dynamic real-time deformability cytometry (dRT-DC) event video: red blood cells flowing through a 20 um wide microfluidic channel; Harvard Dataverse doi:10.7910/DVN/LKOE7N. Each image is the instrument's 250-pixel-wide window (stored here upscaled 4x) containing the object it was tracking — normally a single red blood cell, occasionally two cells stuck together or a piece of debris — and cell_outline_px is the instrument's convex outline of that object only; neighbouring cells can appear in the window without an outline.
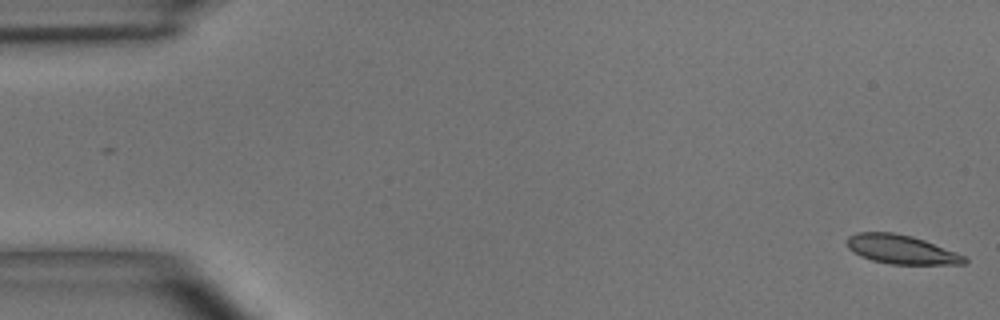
{"species": "common noctule bat (a hibernating species)", "species_latin": "Nyctalus noctula", "temperature_condition": "room temperature", "stored_images_in_passage": 50, "camera_frame_rate_fps": 3000, "um_per_image_px": 0.085, "animal": {"sex": "male", "body_mass_g": 15.6}, "frame": {"image": 1, "passage_image": 1, "time_ms": 0.0, "image_size_px": [1000, 320], "cell_outline_px": [[968, 260], [964, 264], [888, 264], [872, 260], [860, 256], [852, 252], [848, 248], [844, 240], [848, 236], [856, 232], [892, 232], [912, 236], [924, 240], [956, 252], [964, 256]], "centroid_in_image_um": [76.54, 21.19], "position_along_channel_um": 8.5, "area_um2": 19.94}}
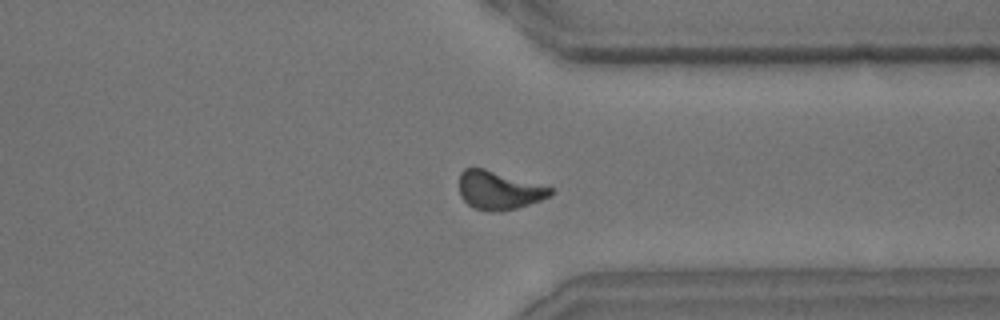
{"frame": {"image": 2, "passage_image": 39, "time_ms": 12.667, "image_size_px": [1000, 320], "cell_outline_px": [[552, 192], [548, 196], [540, 200], [516, 208], [500, 212], [488, 212], [472, 208], [460, 196], [460, 172], [464, 168], [484, 168], [552, 188]], "centroid_in_image_um": [42.35, 16.19], "position_along_channel_um": 369.1, "area_um2": 20.23}}
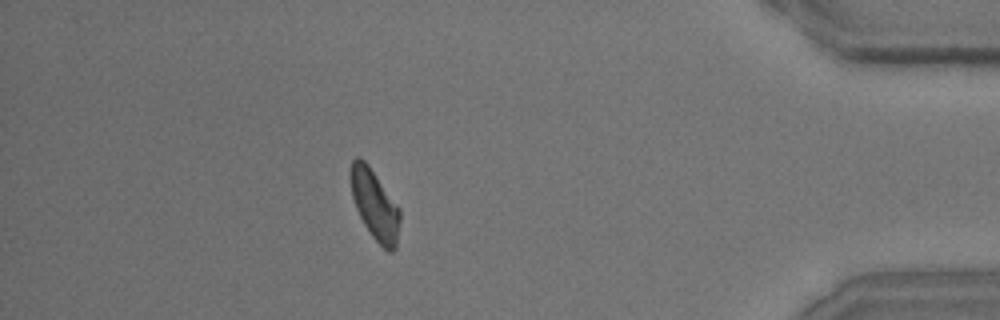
{"frame": {"image": 3, "passage_image": 45, "time_ms": 14.667, "image_size_px": [1000, 320], "cell_outline_px": [[400, 220], [396, 248], [392, 252], [388, 252], [372, 236], [364, 224], [356, 208], [352, 196], [352, 160], [356, 156], [360, 156], [368, 164], [400, 208]], "centroid_in_image_um": [31.89, 17.43], "position_along_channel_um": 403.3, "area_um2": 19.77}}